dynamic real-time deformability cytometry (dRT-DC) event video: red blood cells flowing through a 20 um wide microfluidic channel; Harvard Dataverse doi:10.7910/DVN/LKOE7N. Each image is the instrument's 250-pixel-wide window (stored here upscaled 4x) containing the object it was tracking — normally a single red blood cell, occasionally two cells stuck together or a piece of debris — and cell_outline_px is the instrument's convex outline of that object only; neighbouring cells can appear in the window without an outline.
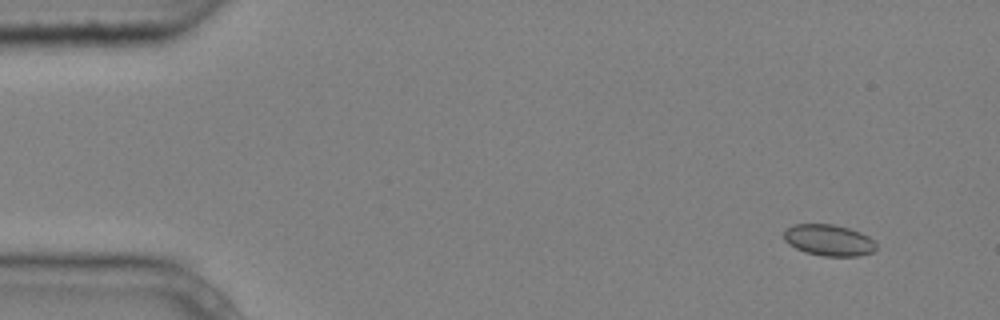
{"species": "common noctule bat (a hibernating species)", "species_latin": "Nyctalus noctula", "temperature_condition": "cold", "stored_images_in_passage": 3, "camera_frame_rate_fps": 3000, "um_per_image_px": 0.085, "animal": {"sex": "male", "body_mass_g": 20.4}, "frame": {"image": 1, "passage_image": 1, "time_ms": 0.0, "image_size_px": [1000, 320], "cell_outline_px": [[876, 248], [872, 252], [856, 256], [820, 256], [804, 252], [788, 244], [784, 240], [784, 228], [792, 224], [832, 224], [848, 228], [860, 232], [868, 236], [876, 244]], "centroid_in_image_um": [70.4, 20.41], "position_along_channel_um": 14.6, "area_um2": 16.94}}
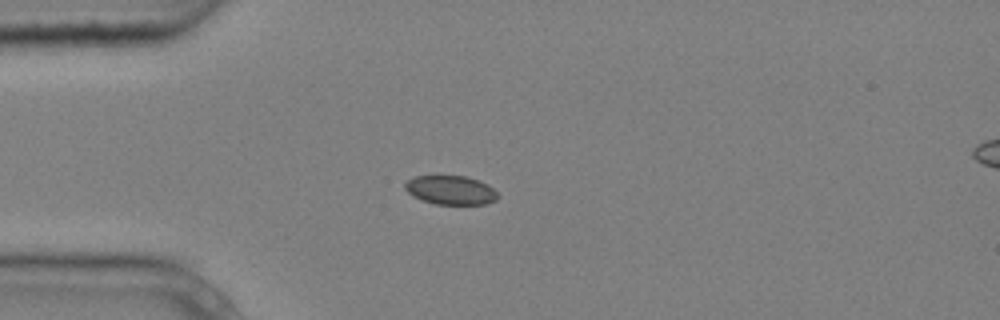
{"frame": {"image": 2, "passage_image": 3, "time_ms": 0.667, "image_size_px": [1000, 320], "cell_outline_px": [[496, 200], [488, 204], [436, 204], [412, 196], [404, 188], [404, 184], [408, 180], [416, 176], [468, 176], [488, 184], [496, 192]], "centroid_in_image_um": [38.3, 16.15], "position_along_channel_um": 46.7, "area_um2": 15.55}}